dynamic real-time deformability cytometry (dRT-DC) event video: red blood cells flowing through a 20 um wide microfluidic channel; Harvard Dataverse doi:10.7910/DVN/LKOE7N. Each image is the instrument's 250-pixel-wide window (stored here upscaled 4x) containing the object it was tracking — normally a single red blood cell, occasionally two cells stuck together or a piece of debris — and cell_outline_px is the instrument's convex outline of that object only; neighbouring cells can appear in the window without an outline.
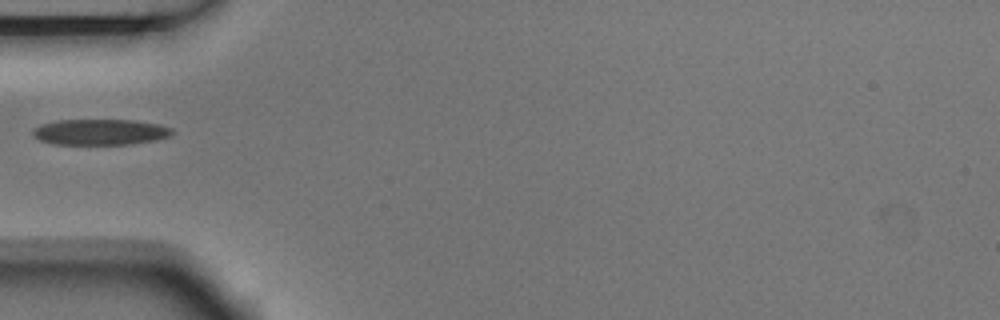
{"species": "Egyptian fruit bat (a non-hibernating species)", "species_latin": "Rousettus aegyptiacus", "temperature_condition": "room temperature", "stored_images_in_passage": 5, "camera_frame_rate_fps": 3000, "um_per_image_px": 0.085, "animal": {"sex": "male"}, "frame": {"image": 1, "passage_image": 4, "time_ms": 1.0, "image_size_px": [1000, 320], "cell_outline_px": [[172, 136], [156, 140], [132, 144], [52, 144], [40, 140], [32, 132], [40, 124], [56, 120], [132, 120], [160, 124], [172, 128]], "centroid_in_image_um": [8.56, 11.22], "position_along_channel_um": 76.4, "area_um2": 20.98}}
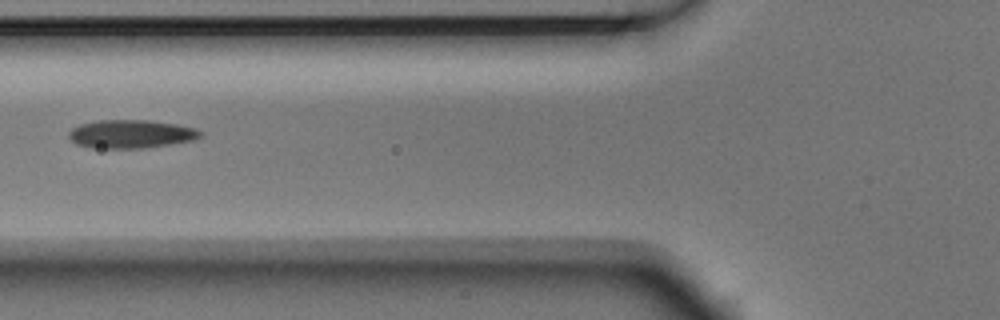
{"frame": {"image": 2, "passage_image": 5, "time_ms": 1.333, "image_size_px": [1000, 320], "cell_outline_px": [[204, 136], [196, 140], [144, 148], [92, 148], [76, 144], [68, 136], [68, 132], [72, 128], [80, 124], [96, 120], [152, 120], [176, 124], [196, 128], [204, 132]], "centroid_in_image_um": [11.18, 11.38], "position_along_channel_um": 114.6, "area_um2": 22.08}}